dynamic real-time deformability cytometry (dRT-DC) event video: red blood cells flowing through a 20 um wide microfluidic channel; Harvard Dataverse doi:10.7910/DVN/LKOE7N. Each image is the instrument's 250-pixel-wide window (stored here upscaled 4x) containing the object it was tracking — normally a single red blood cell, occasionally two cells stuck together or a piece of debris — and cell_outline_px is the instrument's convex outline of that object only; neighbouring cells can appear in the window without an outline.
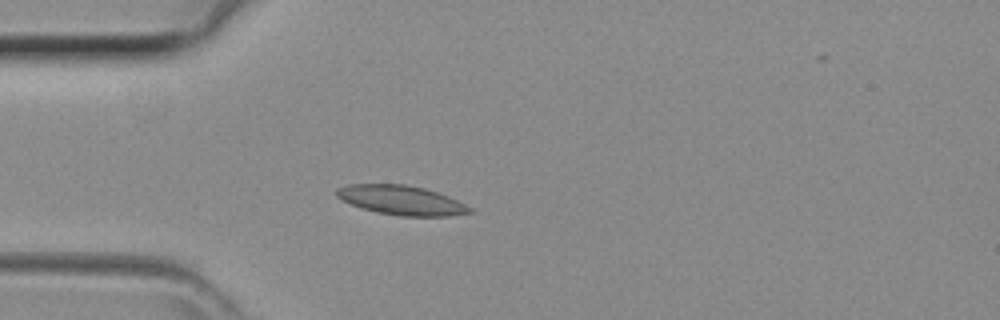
{"species": "common noctule bat (a hibernating species)", "species_latin": "Nyctalus noctula", "temperature_condition": "room temperature", "stored_images_in_passage": 9, "camera_frame_rate_fps": 3000, "um_per_image_px": 0.085, "animal": {"sex": "female", "body_mass_g": 29.2, "forearm_length_mm": 56.3}, "frame": {"image": 1, "passage_image": 1, "time_ms": 0.0, "image_size_px": [1000, 320], "cell_outline_px": [[476, 212], [452, 216], [400, 216], [376, 212], [360, 208], [336, 196], [336, 188], [348, 184], [404, 184], [424, 188], [448, 196], [472, 208]], "centroid_in_image_um": [34.13, 17.02], "position_along_channel_um": 50.9, "area_um2": 22.83}}
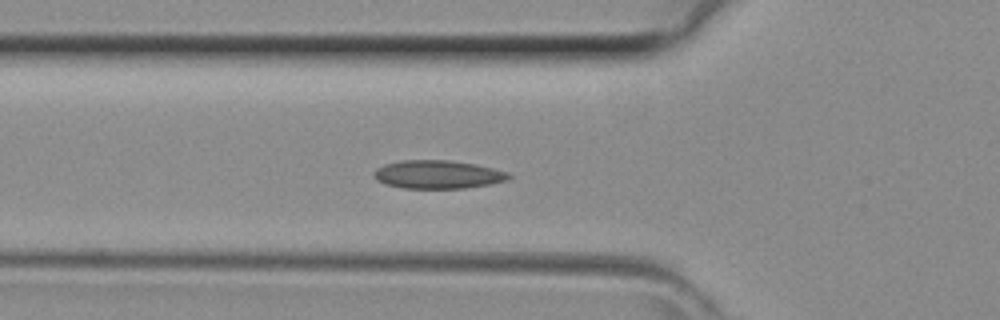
{"frame": {"image": 2, "passage_image": 4, "time_ms": 1.0, "image_size_px": [1000, 320], "cell_outline_px": [[512, 176], [508, 180], [488, 184], [464, 188], [400, 188], [384, 184], [376, 180], [372, 176], [376, 168], [384, 164], [400, 160], [448, 160], [476, 164], [508, 172]], "centroid_in_image_um": [37.17, 14.83], "position_along_channel_um": 88.6, "area_um2": 22.37}}
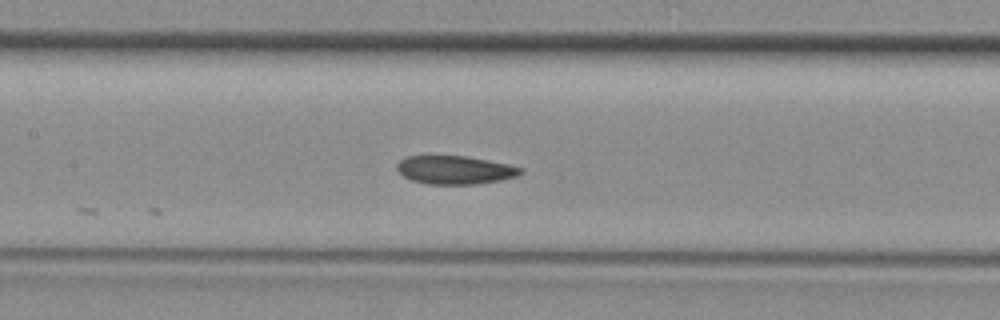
{"frame": {"image": 3, "passage_image": 9, "time_ms": 2.667, "image_size_px": [1000, 320], "cell_outline_px": [[524, 172], [516, 176], [500, 180], [476, 184], [428, 184], [412, 180], [404, 176], [396, 168], [396, 164], [400, 160], [408, 156], [468, 156], [508, 164], [524, 168]], "centroid_in_image_um": [38.69, 14.44], "position_along_channel_um": 168.7, "area_um2": 20.4}}